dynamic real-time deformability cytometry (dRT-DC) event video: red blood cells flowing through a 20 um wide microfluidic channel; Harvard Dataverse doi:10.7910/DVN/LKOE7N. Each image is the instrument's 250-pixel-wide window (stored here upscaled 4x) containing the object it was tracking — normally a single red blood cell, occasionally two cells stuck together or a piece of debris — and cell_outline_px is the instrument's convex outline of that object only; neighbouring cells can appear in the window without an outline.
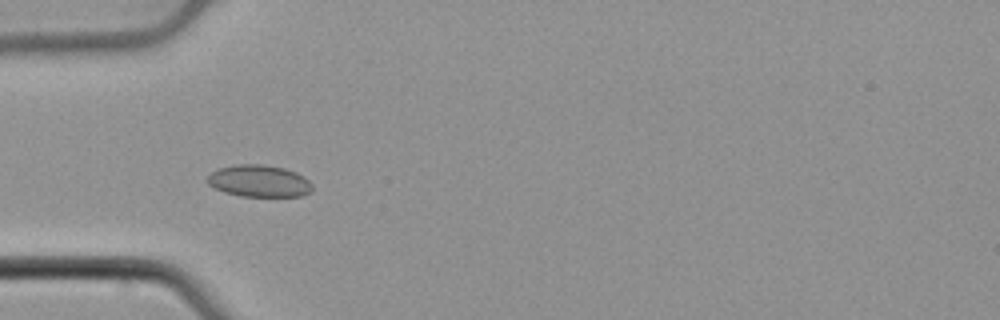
{"species": "common noctule bat (a hibernating species)", "species_latin": "Nyctalus noctula", "temperature_condition": "cold", "stored_images_in_passage": 46, "camera_frame_rate_fps": 3000, "um_per_image_px": 0.085, "animal": {"sex": "male", "body_mass_g": 21.5, "forearm_length_mm": 52.0}, "frame": {"image": 1, "passage_image": 13, "time_ms": 4.0, "image_size_px": [1000, 320], "cell_outline_px": [[312, 188], [308, 192], [300, 196], [240, 196], [224, 192], [208, 184], [208, 176], [216, 168], [236, 164], [260, 164], [284, 168], [296, 172], [304, 176], [312, 184]], "centroid_in_image_um": [22.01, 15.37], "position_along_channel_um": 63.0, "area_um2": 19.48}}
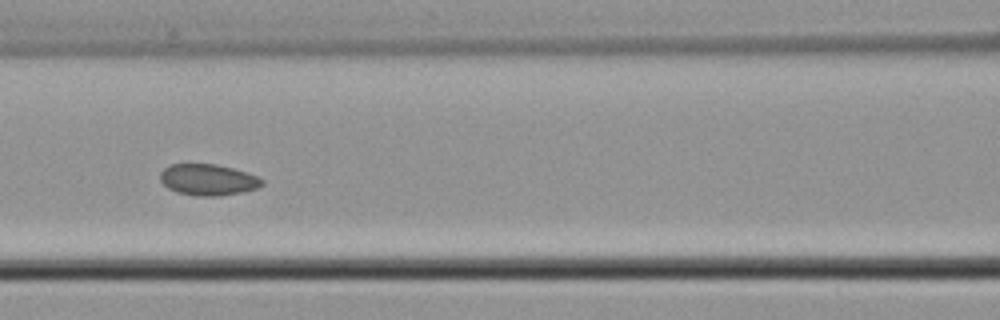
{"frame": {"image": 2, "passage_image": 20, "time_ms": 6.333, "image_size_px": [1000, 320], "cell_outline_px": [[264, 184], [256, 188], [240, 192], [220, 196], [196, 196], [176, 192], [168, 188], [160, 180], [160, 172], [164, 168], [172, 164], [216, 164], [232, 168], [256, 176], [264, 180]], "centroid_in_image_um": [17.66, 15.28], "position_along_channel_um": 148.9, "area_um2": 18.44}}
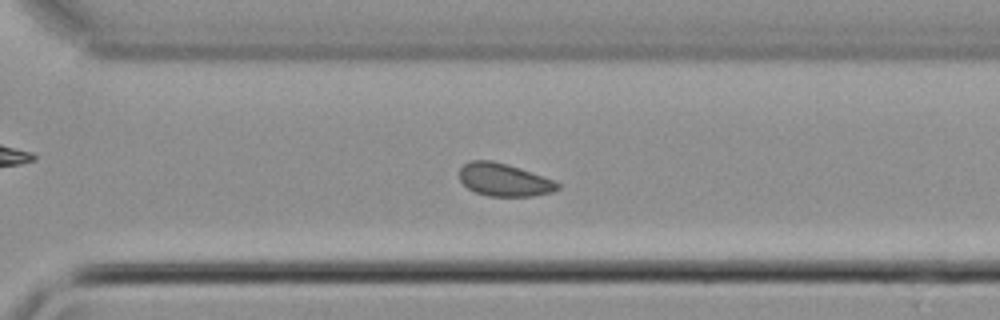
{"frame": {"image": 3, "passage_image": 34, "time_ms": 11.0, "image_size_px": [1000, 320], "cell_outline_px": [[560, 188], [552, 192], [532, 196], [488, 196], [476, 192], [468, 188], [460, 180], [460, 168], [464, 164], [472, 160], [492, 160], [508, 164], [552, 180], [560, 184]], "centroid_in_image_um": [42.83, 15.28], "position_along_channel_um": 327.8, "area_um2": 18.55}, "authors_computed_cell_mechanics": {"area_um2": 18.7272, "velocity_mm_per_s": 3.8289, "shape_relaxation_time_tau1_ms": null, "shape_relaxation_time_tau2_ms": 4.0478, "deformation_change_tau1": null, "deformation_change_tau2": 0.0694}}